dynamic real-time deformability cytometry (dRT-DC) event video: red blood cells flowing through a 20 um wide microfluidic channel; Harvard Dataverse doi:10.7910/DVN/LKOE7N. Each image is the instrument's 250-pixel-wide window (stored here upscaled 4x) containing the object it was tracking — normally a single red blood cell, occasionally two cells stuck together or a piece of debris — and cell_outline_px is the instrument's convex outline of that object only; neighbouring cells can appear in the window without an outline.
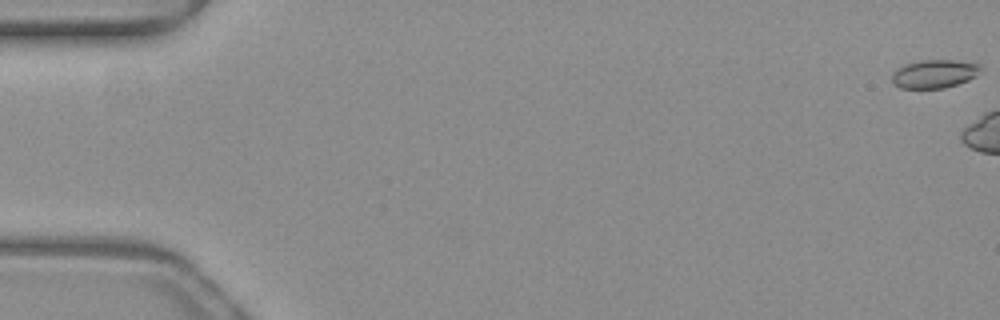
{"species": "common noctule bat (a hibernating species)", "species_latin": "Nyctalus noctula", "temperature_condition": "warm", "stored_images_in_passage": 6, "camera_frame_rate_fps": 3000, "um_per_image_px": 0.085, "animal": {"sex": "female", "body_mass_g": 19.3, "forearm_length_mm": 54.1}, "frame": {"image": 1, "passage_image": 1, "time_ms": 0.0, "image_size_px": [1000, 320], "cell_outline_px": [[980, 68], [976, 76], [968, 80], [944, 88], [900, 88], [892, 84], [892, 72], [904, 64], [920, 60], [952, 60], [976, 64]], "centroid_in_image_um": [79.34, 6.28], "position_along_channel_um": 5.7, "area_um2": 14.51}}